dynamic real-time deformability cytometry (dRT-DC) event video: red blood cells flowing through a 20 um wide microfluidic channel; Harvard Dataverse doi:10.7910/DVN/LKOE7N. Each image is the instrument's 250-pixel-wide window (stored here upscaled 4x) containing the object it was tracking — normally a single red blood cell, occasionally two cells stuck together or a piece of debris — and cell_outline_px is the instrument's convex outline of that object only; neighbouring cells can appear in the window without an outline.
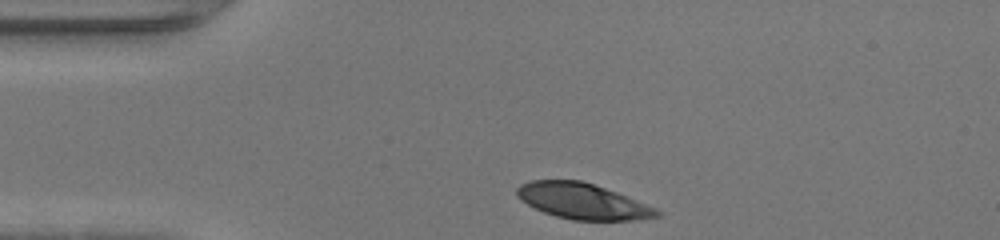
{"species": "human", "species_latin": "Homo sapiens", "temperature_condition": "warm", "stored_images_in_passage": 29, "camera_frame_rate_fps": 3000, "um_per_image_px": 0.085, "donor": {"sex": "female"}, "frame": {"image": 1, "passage_image": 1, "time_ms": 0.0, "image_size_px": [1000, 240], "cell_outline_px": [[660, 216], [632, 220], [572, 220], [556, 216], [544, 212], [520, 200], [516, 196], [516, 188], [520, 184], [532, 180], [580, 180], [616, 192], [656, 208], [660, 212]], "centroid_in_image_um": [49.48, 17.1], "position_along_channel_um": 35.5, "area_um2": 28.84}}
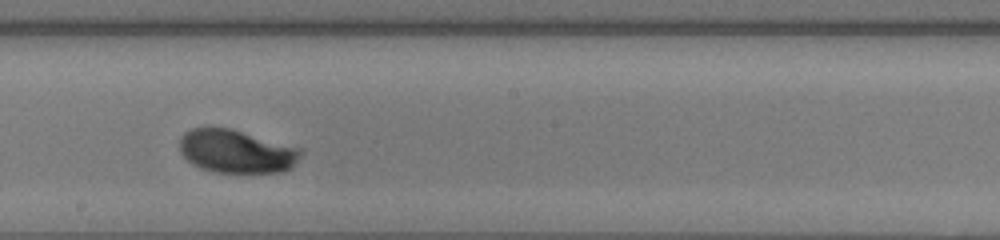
{"frame": {"image": 2, "passage_image": 17, "time_ms": 5.333, "image_size_px": [1000, 240], "cell_outline_px": [[304, 152], [292, 168], [284, 172], [216, 172], [200, 168], [192, 164], [180, 152], [180, 136], [184, 132], [192, 128], [208, 124], [232, 128], [300, 148]], "centroid_in_image_um": [20.07, 12.82], "position_along_channel_um": 228.1, "area_um2": 31.21}}
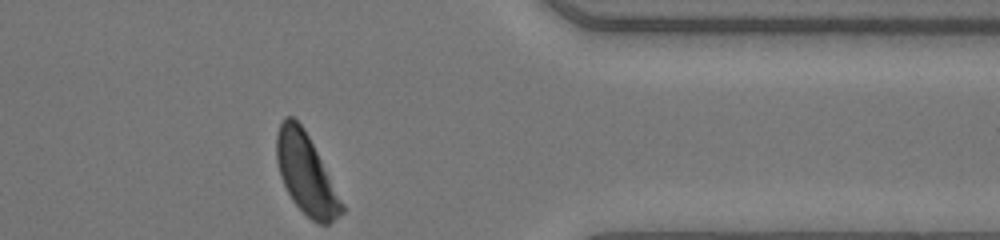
{"frame": {"image": 3, "passage_image": 29, "time_ms": 9.333, "image_size_px": [1000, 240], "cell_outline_px": [[344, 212], [340, 216], [328, 224], [316, 224], [292, 200], [280, 176], [276, 160], [276, 136], [280, 124], [284, 116], [292, 116], [304, 128], [344, 204]], "centroid_in_image_um": [26.0, 14.79], "position_along_channel_um": 385.4, "area_um2": 30.11}, "authors_computed_cell_mechanics": {"area_um2": 30.9808, "velocity_mm_per_s": 4.3596, "shape_relaxation_time_tau1_ms": 2.3243, "shape_relaxation_time_tau2_ms": null, "deformation_change_tau1": 0.1521, "deformation_change_tau2": null}}